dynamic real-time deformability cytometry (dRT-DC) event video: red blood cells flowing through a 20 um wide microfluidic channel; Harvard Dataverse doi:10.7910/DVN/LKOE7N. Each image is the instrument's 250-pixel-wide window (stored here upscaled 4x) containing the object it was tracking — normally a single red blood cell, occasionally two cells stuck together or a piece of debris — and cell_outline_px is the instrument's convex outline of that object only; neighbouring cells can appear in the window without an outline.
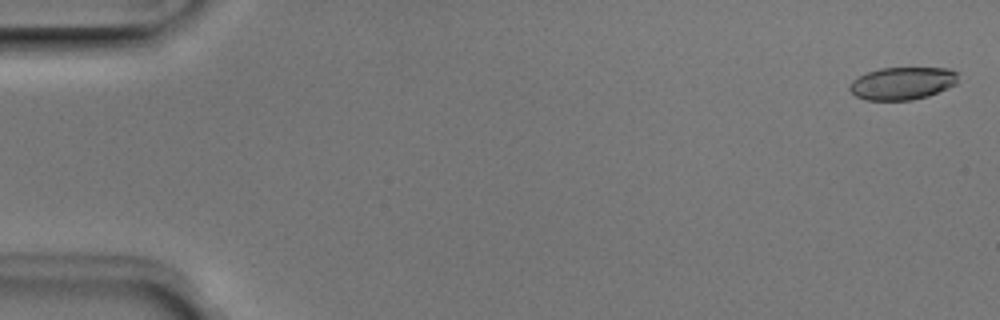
{"species": "Egyptian fruit bat (a non-hibernating species)", "species_latin": "Rousettus aegyptiacus", "temperature_condition": "room temperature", "stored_images_in_passage": 4, "camera_frame_rate_fps": 3000, "um_per_image_px": 0.085, "animal": {"sex": "male"}, "frame": {"image": 1, "passage_image": 1, "time_ms": 0.0, "image_size_px": [1000, 320], "cell_outline_px": [[956, 84], [948, 88], [928, 96], [912, 100], [864, 100], [856, 96], [848, 88], [852, 80], [868, 72], [880, 68], [948, 68], [956, 72]], "centroid_in_image_um": [76.68, 7.09], "position_along_channel_um": 8.3, "area_um2": 20.52}}